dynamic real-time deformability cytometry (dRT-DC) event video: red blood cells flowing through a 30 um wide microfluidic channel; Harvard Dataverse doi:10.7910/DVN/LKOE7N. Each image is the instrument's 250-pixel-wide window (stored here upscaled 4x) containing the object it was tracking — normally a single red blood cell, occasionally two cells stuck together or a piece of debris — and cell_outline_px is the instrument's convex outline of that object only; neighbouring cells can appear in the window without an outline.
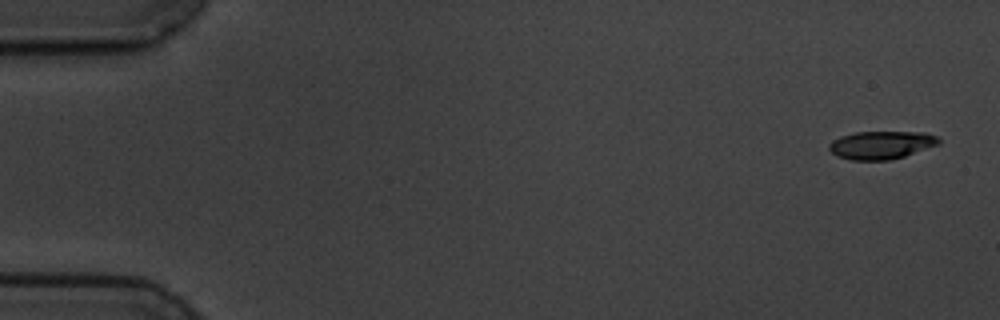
{"species": "common noctule bat (a hibernating species)", "species_latin": "Nyctalus noctula", "temperature_condition": "cold", "stored_images_in_passage": 8, "camera_frame_rate_fps": 3000, "um_per_image_px": 0.085, "animal": {"sex": "male", "body_mass_g": 19.5, "forearm_length_mm": 54.6}, "frame": {"image": 1, "passage_image": 1, "time_ms": 0.0, "image_size_px": [1000, 320], "cell_outline_px": [[940, 144], [904, 156], [888, 160], [852, 160], [836, 156], [828, 148], [828, 144], [832, 140], [840, 136], [856, 132], [924, 132], [936, 136], [940, 140]], "centroid_in_image_um": [74.89, 12.32], "position_along_channel_um": 10.1, "area_um2": 17.92}}
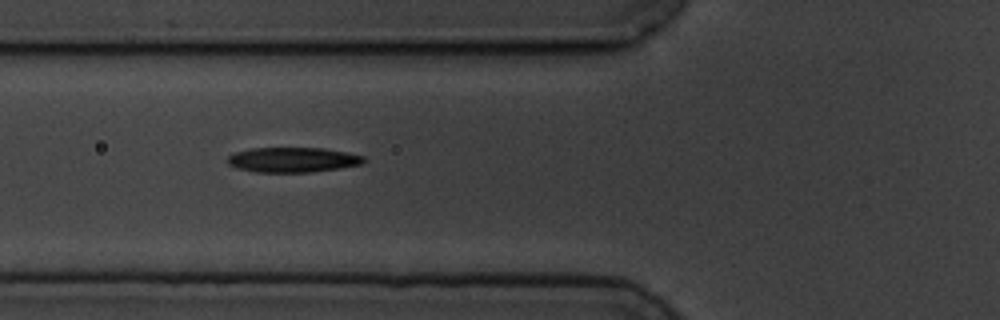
{"frame": {"image": 2, "passage_image": 6, "time_ms": 6.333, "image_size_px": [1000, 320], "cell_outline_px": [[364, 160], [360, 164], [340, 168], [312, 172], [256, 172], [236, 168], [228, 164], [228, 156], [236, 152], [252, 148], [324, 148], [364, 156]], "centroid_in_image_um": [24.85, 13.58], "position_along_channel_um": 100.9, "area_um2": 19.65}}
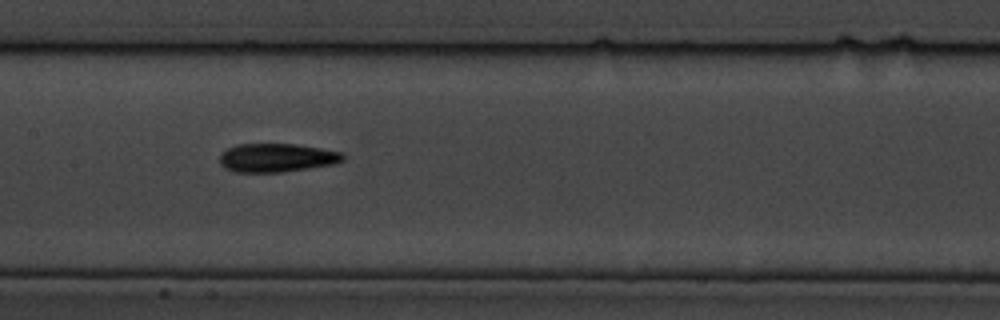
{"frame": {"image": 3, "passage_image": 8, "time_ms": 8.667, "image_size_px": [1000, 320], "cell_outline_px": [[344, 160], [336, 164], [284, 172], [236, 172], [224, 168], [220, 164], [220, 156], [228, 148], [236, 144], [296, 144], [320, 148], [340, 152], [344, 156]], "centroid_in_image_um": [23.53, 13.41], "position_along_channel_um": 183.9, "area_um2": 20.58}}